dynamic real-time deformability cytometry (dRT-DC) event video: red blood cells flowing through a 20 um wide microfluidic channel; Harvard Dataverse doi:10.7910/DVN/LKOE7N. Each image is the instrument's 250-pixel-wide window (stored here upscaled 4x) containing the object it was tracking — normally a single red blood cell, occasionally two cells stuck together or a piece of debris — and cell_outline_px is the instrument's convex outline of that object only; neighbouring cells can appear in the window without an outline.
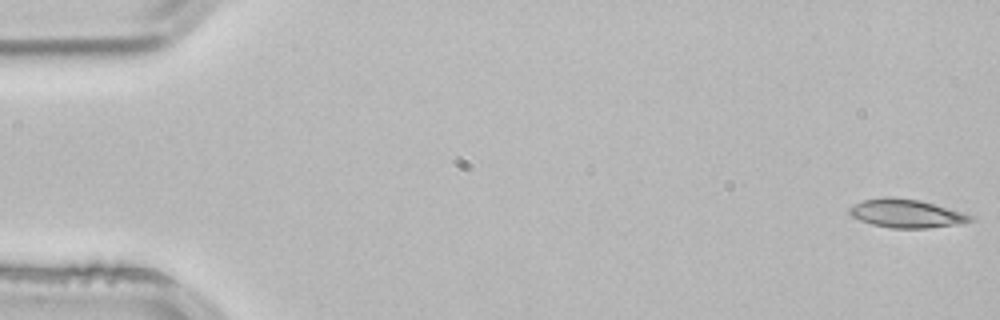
{"species": "common noctule bat (a hibernating species)", "species_latin": "Nyctalus noctula", "temperature_condition": "room temperature", "stored_images_in_passage": 3, "camera_frame_rate_fps": 3000, "um_per_image_px": 0.085, "animal": {"sex": "male", "body_mass_g": 21.5, "forearm_length_mm": 52.0}, "frame": {"image": 1, "passage_image": 1, "time_ms": 0.0, "image_size_px": [1000, 320], "cell_outline_px": [[972, 220], [964, 224], [928, 228], [892, 228], [872, 224], [860, 220], [852, 216], [848, 212], [848, 208], [864, 200], [884, 196], [892, 196], [920, 200], [960, 212], [972, 216]], "centroid_in_image_um": [77.02, 18.14], "position_along_channel_um": 8.0, "area_um2": 19.94}}